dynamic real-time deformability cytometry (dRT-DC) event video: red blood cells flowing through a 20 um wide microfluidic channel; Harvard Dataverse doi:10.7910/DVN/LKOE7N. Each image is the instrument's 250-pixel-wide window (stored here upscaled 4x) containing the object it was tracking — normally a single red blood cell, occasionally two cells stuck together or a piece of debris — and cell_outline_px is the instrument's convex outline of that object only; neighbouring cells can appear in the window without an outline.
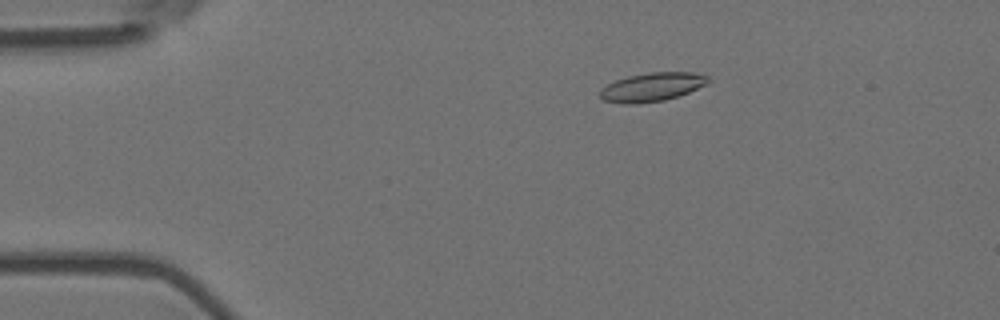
{"species": "Egyptian fruit bat (a non-hibernating species)", "species_latin": "Rousettus aegyptiacus", "temperature_condition": "room temperature", "stored_images_in_passage": 6, "camera_frame_rate_fps": 3000, "um_per_image_px": 0.085, "animal": {"sex": "female"}, "frame": {"image": 1, "passage_image": 3, "time_ms": 0.667, "image_size_px": [1000, 320], "cell_outline_px": [[712, 80], [708, 84], [688, 92], [664, 100], [636, 104], [624, 104], [604, 100], [600, 96], [600, 88], [616, 80], [628, 76], [648, 72], [696, 72], [708, 76]], "centroid_in_image_um": [55.45, 7.38], "position_along_channel_um": 29.6, "area_um2": 18.15}}
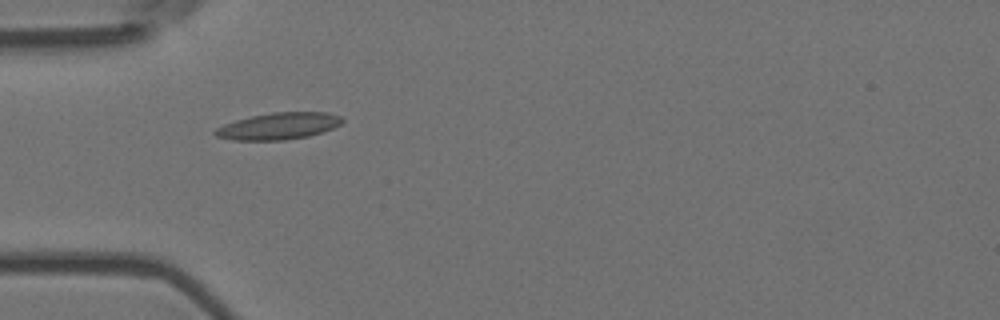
{"frame": {"image": 2, "passage_image": 5, "time_ms": 1.333, "image_size_px": [1000, 320], "cell_outline_px": [[344, 120], [340, 124], [332, 128], [308, 136], [284, 140], [232, 140], [216, 136], [212, 132], [216, 128], [224, 124], [236, 120], [252, 116], [272, 112], [328, 112], [340, 116]], "centroid_in_image_um": [23.66, 10.71], "position_along_channel_um": 61.3, "area_um2": 19.71}}
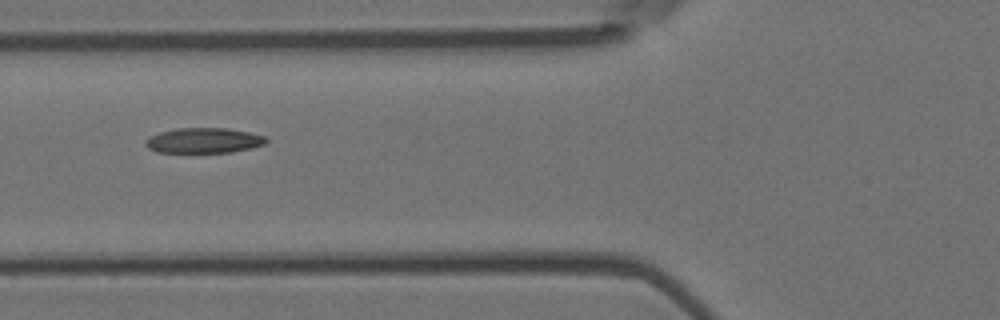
{"frame": {"image": 3, "passage_image": 6, "time_ms": 1.667, "image_size_px": [1000, 320], "cell_outline_px": [[268, 140], [264, 144], [252, 148], [232, 152], [156, 152], [148, 148], [144, 144], [144, 140], [148, 136], [160, 132], [176, 128], [228, 128], [248, 132], [264, 136]], "centroid_in_image_um": [17.28, 11.94], "position_along_channel_um": 108.5, "area_um2": 17.8}}